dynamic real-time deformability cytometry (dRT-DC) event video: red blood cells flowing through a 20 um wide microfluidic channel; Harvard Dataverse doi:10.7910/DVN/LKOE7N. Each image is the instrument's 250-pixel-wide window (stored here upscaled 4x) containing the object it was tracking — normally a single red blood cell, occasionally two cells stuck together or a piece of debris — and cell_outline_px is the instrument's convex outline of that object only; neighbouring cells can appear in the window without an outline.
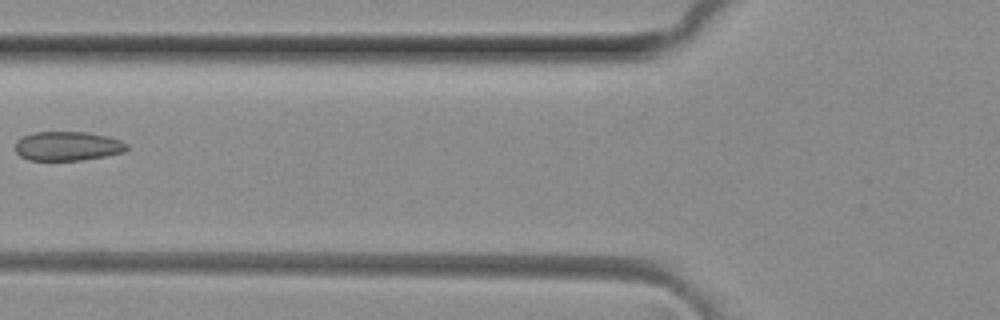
{"species": "common noctule bat (a hibernating species)", "species_latin": "Nyctalus noctula", "temperature_condition": "room temperature", "stored_images_in_passage": 6, "camera_frame_rate_fps": 3000, "um_per_image_px": 0.085, "animal": {"sex": "female", "body_mass_g": 29.2, "forearm_length_mm": 56.3}, "frame": {"image": 1, "passage_image": 6, "time_ms": 1.667, "image_size_px": [1000, 320], "cell_outline_px": [[128, 148], [124, 152], [104, 156], [80, 160], [28, 160], [20, 156], [16, 152], [16, 140], [32, 132], [84, 132], [104, 136], [120, 140], [128, 144]], "centroid_in_image_um": [5.72, 12.42], "position_along_channel_um": 120.1, "area_um2": 18.84}}